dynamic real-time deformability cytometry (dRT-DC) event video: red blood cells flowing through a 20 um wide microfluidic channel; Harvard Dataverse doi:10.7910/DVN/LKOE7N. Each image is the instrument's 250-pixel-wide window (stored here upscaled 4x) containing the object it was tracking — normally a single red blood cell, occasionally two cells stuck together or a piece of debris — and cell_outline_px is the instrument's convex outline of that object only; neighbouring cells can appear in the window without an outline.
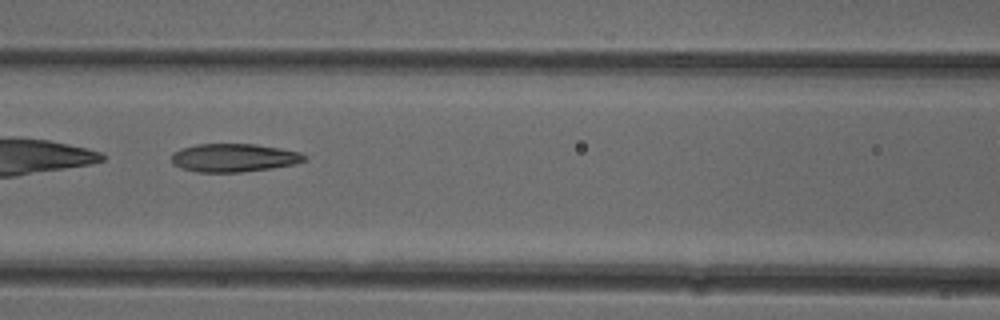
{"species": "common noctule bat (a hibernating species)", "species_latin": "Nyctalus noctula", "temperature_condition": "cold", "stored_images_in_passage": 49, "camera_frame_rate_fps": 3000, "um_per_image_px": 0.085, "animal": {"sex": "female"}, "frame": {"image": 1, "passage_image": 22, "time_ms": 7.0, "image_size_px": [1000, 320], "cell_outline_px": [[308, 160], [296, 164], [272, 168], [240, 172], [196, 172], [180, 168], [172, 164], [172, 152], [180, 148], [196, 144], [256, 144], [280, 148], [300, 152], [308, 156]], "centroid_in_image_um": [19.89, 13.41], "position_along_channel_um": 146.7, "area_um2": 22.2}}
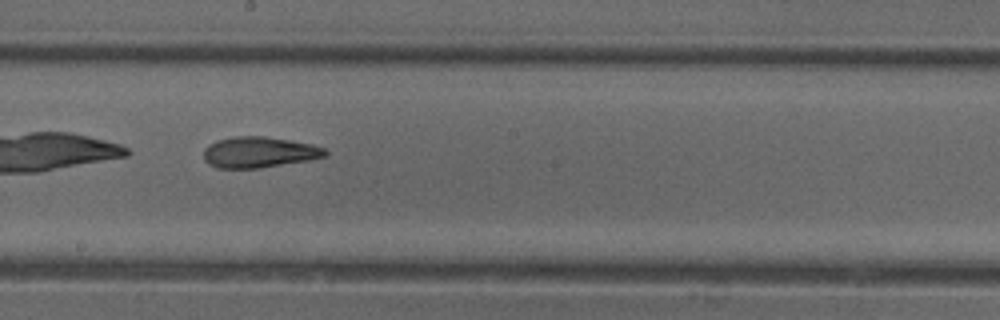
{"frame": {"image": 2, "passage_image": 28, "time_ms": 9.0, "image_size_px": [1000, 320], "cell_outline_px": [[328, 152], [324, 156], [308, 160], [260, 168], [216, 168], [208, 164], [204, 160], [204, 148], [208, 144], [216, 140], [236, 136], [264, 136], [312, 144], [324, 148]], "centroid_in_image_um": [21.97, 12.94], "position_along_channel_um": 226.2, "area_um2": 21.85}, "authors_computed_cell_mechanics": {"area_um2": 23.0044, "velocity_mm_per_s": 3.9775, "shape_relaxation_time_tau1_ms": null, "shape_relaxation_time_tau2_ms": 3.3251, "deformation_change_tau1": null, "deformation_change_tau2": 0.1097}}